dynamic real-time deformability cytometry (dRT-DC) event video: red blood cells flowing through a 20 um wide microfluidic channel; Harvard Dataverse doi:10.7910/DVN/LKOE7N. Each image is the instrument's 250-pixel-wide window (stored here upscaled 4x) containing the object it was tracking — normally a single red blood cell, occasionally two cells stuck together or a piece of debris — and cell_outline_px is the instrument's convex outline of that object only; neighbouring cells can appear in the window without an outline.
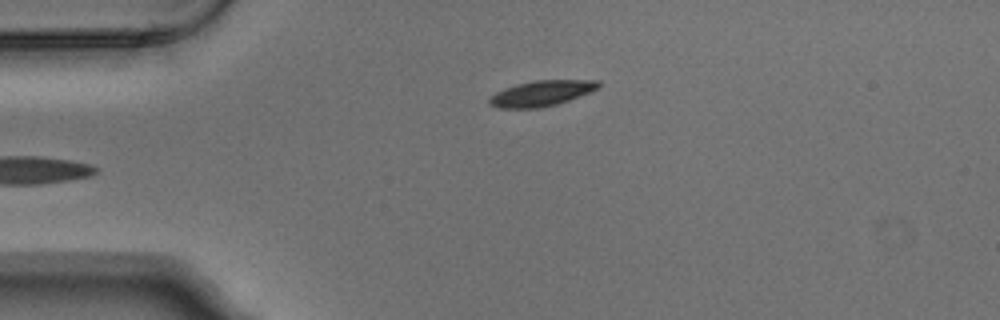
{"species": "Egyptian fruit bat (a non-hibernating species)", "species_latin": "Rousettus aegyptiacus", "temperature_condition": "warm", "stored_images_in_passage": 4, "camera_frame_rate_fps": 3000, "um_per_image_px": 0.085, "animal": {"sex": "male"}, "frame": {"image": 1, "passage_image": 4, "time_ms": 1.0, "image_size_px": [1000, 320], "cell_outline_px": [[600, 88], [568, 100], [556, 104], [540, 108], [500, 108], [488, 104], [488, 100], [496, 92], [504, 88], [516, 84], [536, 80], [600, 80]], "centroid_in_image_um": [46.03, 7.93], "position_along_channel_um": 39.0, "area_um2": 16.18}}